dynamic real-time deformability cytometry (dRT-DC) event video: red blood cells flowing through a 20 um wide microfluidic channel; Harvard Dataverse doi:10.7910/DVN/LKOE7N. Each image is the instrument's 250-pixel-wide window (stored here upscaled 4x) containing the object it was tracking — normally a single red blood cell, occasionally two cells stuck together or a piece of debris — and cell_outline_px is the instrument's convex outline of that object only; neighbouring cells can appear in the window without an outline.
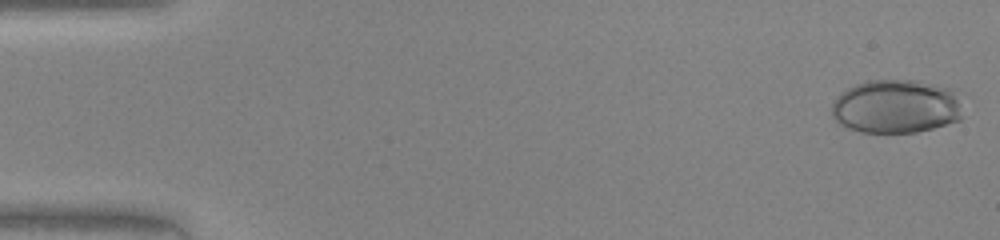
{"species": "human", "species_latin": "Homo sapiens", "temperature_condition": "warm", "stored_images_in_passage": 47, "camera_frame_rate_fps": 3000, "um_per_image_px": 0.085, "donor": {"sex": "female"}, "frame": {"image": 1, "passage_image": 1, "time_ms": 0.0, "image_size_px": [1000, 240], "cell_outline_px": [[960, 120], [932, 128], [916, 132], [860, 132], [844, 128], [832, 116], [832, 104], [840, 92], [856, 84], [868, 80], [916, 80], [944, 88], [956, 100], [960, 116]], "centroid_in_image_um": [76.03, 9.07], "position_along_channel_um": 9.0, "area_um2": 40.17}}
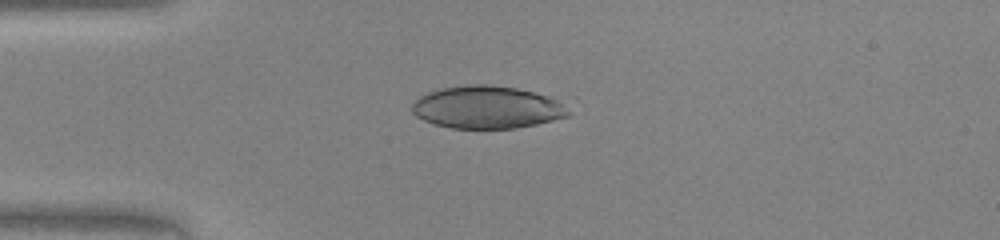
{"frame": {"image": 2, "passage_image": 12, "time_ms": 3.667, "image_size_px": [1000, 240], "cell_outline_px": [[572, 116], [536, 124], [516, 128], [452, 128], [436, 124], [424, 120], [416, 116], [412, 112], [412, 104], [420, 96], [428, 92], [440, 88], [468, 84], [484, 84], [516, 88], [548, 96], [556, 100]], "centroid_in_image_um": [41.36, 9.12], "position_along_channel_um": 43.6, "area_um2": 38.44}}
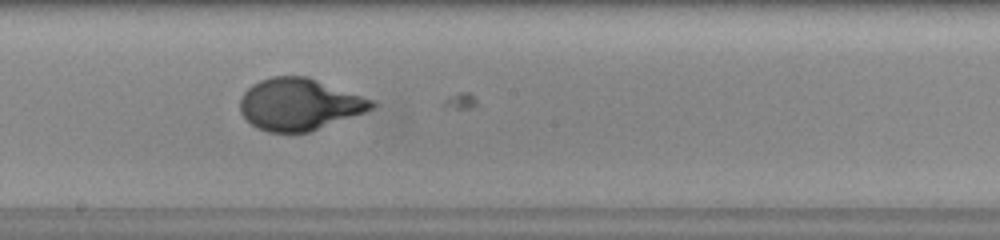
{"frame": {"image": 3, "passage_image": 26, "time_ms": 8.333, "image_size_px": [1000, 240], "cell_outline_px": [[376, 104], [372, 108], [364, 112], [308, 132], [268, 132], [256, 128], [240, 112], [240, 100], [244, 92], [252, 84], [260, 80], [272, 76], [308, 76], [372, 100]], "centroid_in_image_um": [25.39, 8.86], "position_along_channel_um": 222.8, "area_um2": 39.3}}